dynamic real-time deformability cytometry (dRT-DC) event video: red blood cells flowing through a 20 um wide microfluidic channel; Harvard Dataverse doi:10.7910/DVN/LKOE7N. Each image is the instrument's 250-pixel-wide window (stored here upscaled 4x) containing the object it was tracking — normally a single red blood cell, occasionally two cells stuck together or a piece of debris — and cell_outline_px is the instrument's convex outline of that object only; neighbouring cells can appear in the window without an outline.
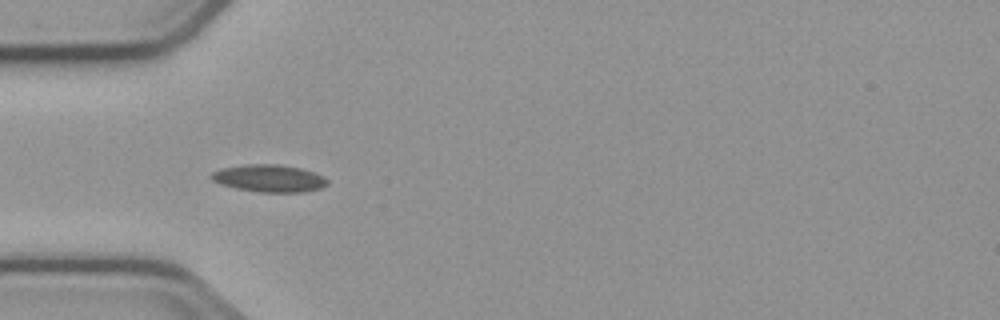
{"species": "common noctule bat (a hibernating species)", "species_latin": "Nyctalus noctula", "temperature_condition": "cold", "stored_images_in_passage": 5, "camera_frame_rate_fps": 3000, "um_per_image_px": 0.085, "animal": {"sex": "male", "body_mass_g": 23.1, "forearm_length_mm": 52.7}, "frame": {"image": 1, "passage_image": 4, "time_ms": 3.667, "image_size_px": [1000, 320], "cell_outline_px": [[328, 184], [320, 188], [304, 192], [260, 192], [236, 188], [220, 184], [212, 180], [208, 176], [212, 172], [220, 168], [244, 164], [280, 164], [300, 168], [324, 176], [328, 180]], "centroid_in_image_um": [22.85, 15.15], "position_along_channel_um": 62.2, "area_um2": 18.61}}
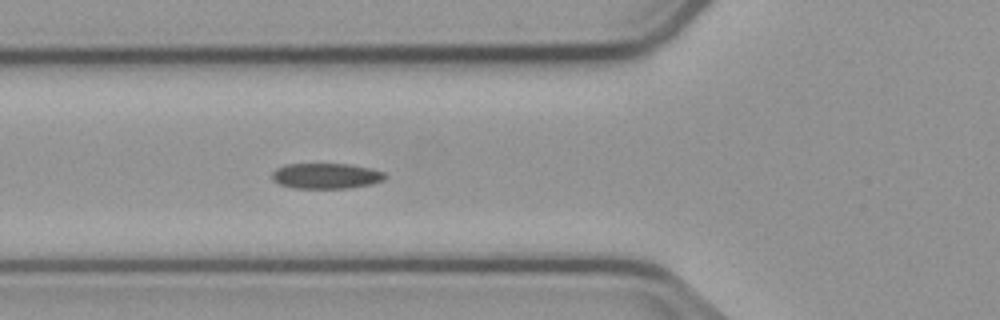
{"frame": {"image": 2, "passage_image": 5, "time_ms": 4.667, "image_size_px": [1000, 320], "cell_outline_px": [[388, 176], [384, 180], [372, 184], [348, 188], [292, 188], [280, 184], [272, 180], [272, 172], [276, 168], [284, 164], [352, 164], [372, 168], [384, 172]], "centroid_in_image_um": [27.74, 14.95], "position_along_channel_um": 98.1, "area_um2": 17.05}}